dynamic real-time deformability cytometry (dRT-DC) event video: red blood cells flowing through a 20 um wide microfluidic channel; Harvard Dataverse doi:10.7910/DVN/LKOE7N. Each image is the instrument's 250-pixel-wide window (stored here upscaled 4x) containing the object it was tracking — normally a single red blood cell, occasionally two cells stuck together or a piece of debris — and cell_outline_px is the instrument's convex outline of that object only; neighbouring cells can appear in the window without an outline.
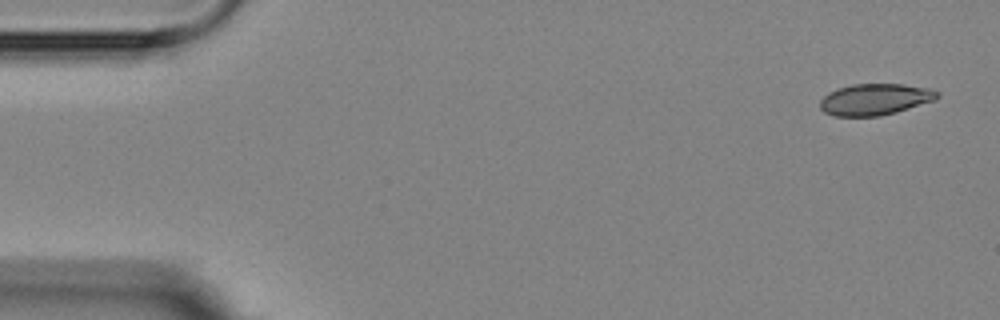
{"species": "Egyptian fruit bat (a non-hibernating species)", "species_latin": "Rousettus aegyptiacus", "temperature_condition": "room temperature", "stored_images_in_passage": 14, "camera_frame_rate_fps": 3000, "um_per_image_px": 0.085, "animal": {"sex": "female"}, "frame": {"image": 1, "passage_image": 1, "time_ms": 0.0, "image_size_px": [1000, 320], "cell_outline_px": [[940, 96], [936, 100], [896, 112], [880, 116], [832, 116], [824, 112], [820, 108], [820, 100], [828, 92], [836, 88], [852, 84], [904, 84], [932, 88], [940, 92]], "centroid_in_image_um": [74.39, 8.44], "position_along_channel_um": 10.6, "area_um2": 21.79}}
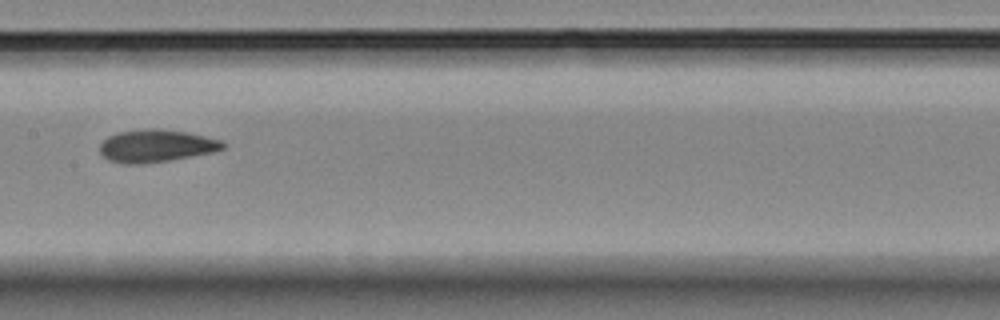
{"frame": {"image": 2, "passage_image": 7, "time_ms": 8.333, "image_size_px": [1000, 320], "cell_outline_px": [[228, 144], [224, 148], [212, 152], [168, 160], [140, 164], [124, 164], [108, 160], [100, 156], [100, 144], [108, 136], [120, 132], [144, 128], [160, 128], [188, 132], [224, 140]], "centroid_in_image_um": [13.28, 12.38], "position_along_channel_um": 194.1, "area_um2": 23.58}}
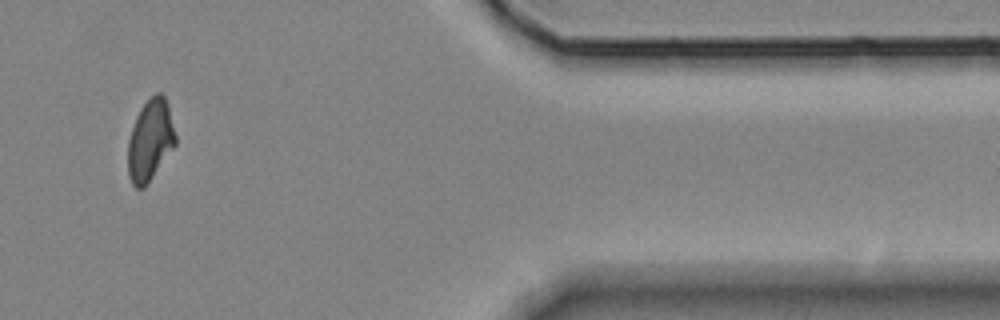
{"frame": {"image": 3, "passage_image": 12, "time_ms": 15.0, "image_size_px": [1000, 320], "cell_outline_px": [[176, 144], [144, 188], [136, 188], [132, 184], [128, 176], [128, 140], [136, 116], [140, 108], [156, 92], [160, 92], [164, 96], [168, 104], [176, 136]], "centroid_in_image_um": [12.76, 11.92], "position_along_channel_um": 398.6, "area_um2": 22.43}, "authors_computed_cell_mechanics": {"area_um2": 22.9466, "velocity_mm_per_s": 3.6114, "shape_relaxation_time_tau1_ms": 7.4074, "shape_relaxation_time_tau2_ms": 1.9778, "deformation_change_tau1": 0.1691, "deformation_change_tau2": 0.0646}}